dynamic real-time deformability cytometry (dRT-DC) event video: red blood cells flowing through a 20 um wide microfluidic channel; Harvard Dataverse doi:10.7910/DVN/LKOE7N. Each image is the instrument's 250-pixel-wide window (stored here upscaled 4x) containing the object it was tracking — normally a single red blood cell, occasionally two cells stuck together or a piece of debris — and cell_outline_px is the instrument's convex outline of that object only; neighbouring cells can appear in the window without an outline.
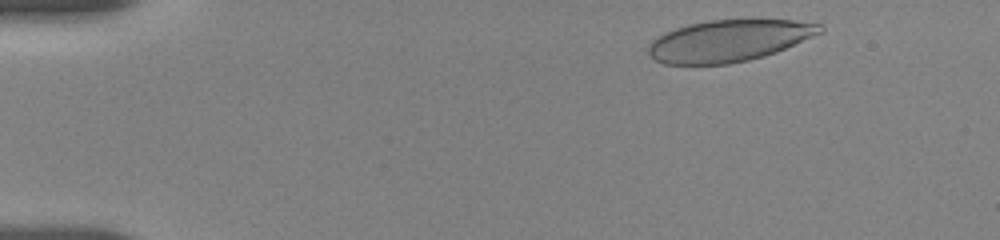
{"species": "human", "species_latin": "Homo sapiens", "temperature_condition": "room temperature", "stored_images_in_passage": 59, "camera_frame_rate_fps": 3000, "um_per_image_px": 0.085, "donor": {"sex": "female"}, "frame": {"image": 1, "passage_image": 4, "time_ms": 0.667, "image_size_px": [1000, 240], "cell_outline_px": [[824, 32], [776, 52], [764, 56], [748, 60], [728, 64], [664, 64], [656, 60], [648, 52], [648, 44], [652, 40], [664, 32], [688, 24], [708, 20], [752, 16], [792, 20], [820, 24], [824, 28]], "centroid_in_image_um": [62.01, 3.41], "position_along_channel_um": 23.0, "area_um2": 42.83}}
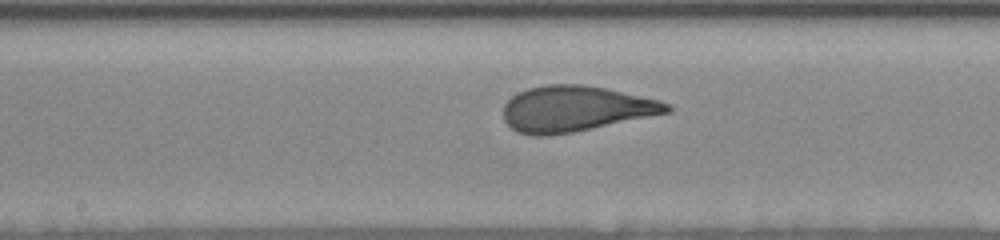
{"frame": {"image": 2, "passage_image": 28, "time_ms": 8.0, "image_size_px": [1000, 240], "cell_outline_px": [[672, 112], [572, 132], [548, 136], [532, 136], [516, 132], [504, 120], [504, 104], [512, 96], [528, 88], [544, 84], [580, 84], [604, 88], [660, 100], [668, 104], [672, 108]], "centroid_in_image_um": [48.89, 9.25], "position_along_channel_um": 199.3, "area_um2": 43.41}}
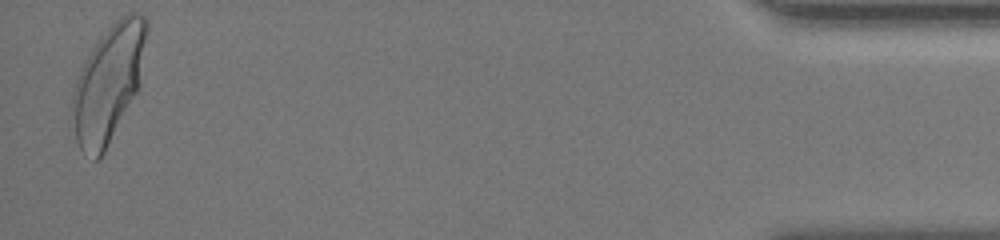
{"frame": {"image": 3, "passage_image": 57, "time_ms": 16.333, "image_size_px": [1000, 240], "cell_outline_px": [[148, 32], [140, 84], [136, 92], [100, 160], [96, 160], [80, 148], [76, 140], [72, 112], [72, 92], [80, 68], [84, 60], [100, 36], [120, 16], [128, 12], [136, 12], [144, 16], [148, 20]], "centroid_in_image_um": [9.23, 7.01], "position_along_channel_um": 426.0, "area_um2": 50.29}, "authors_computed_cell_mechanics": {"area_um2": 43.1188, "velocity_mm_per_s": 3.6431, "shape_relaxation_time_tau1_ms": 4.1816, "shape_relaxation_time_tau2_ms": null, "deformation_change_tau1": 0.2005, "deformation_change_tau2": null}}